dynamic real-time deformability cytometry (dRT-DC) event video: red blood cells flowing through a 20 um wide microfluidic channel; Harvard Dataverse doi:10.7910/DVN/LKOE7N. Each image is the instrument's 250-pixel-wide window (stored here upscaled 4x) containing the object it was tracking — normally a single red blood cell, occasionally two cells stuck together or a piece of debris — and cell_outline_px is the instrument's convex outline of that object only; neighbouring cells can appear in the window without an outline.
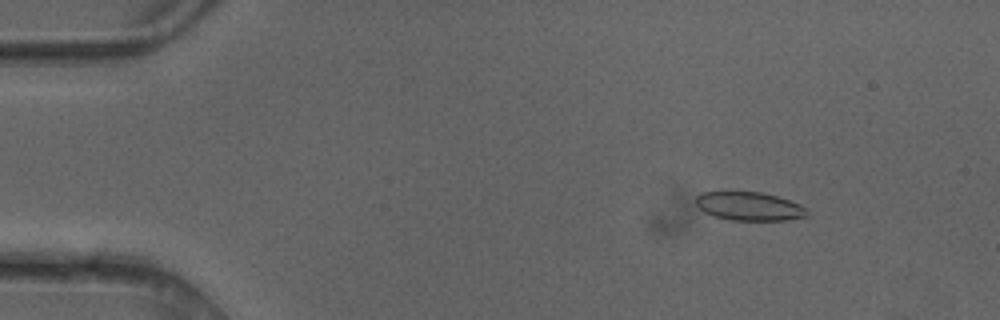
{"species": "common noctule bat (a hibernating species)", "species_latin": "Nyctalus noctula", "temperature_condition": "cold", "stored_images_in_passage": 50, "camera_frame_rate_fps": 3000, "um_per_image_px": 0.085, "animal": {"sex": "female"}, "frame": {"image": 1, "passage_image": 7, "time_ms": 2.0, "image_size_px": [1000, 320], "cell_outline_px": [[808, 216], [784, 220], [732, 220], [712, 216], [704, 212], [696, 204], [696, 196], [700, 192], [760, 192], [776, 196], [800, 204], [808, 212]], "centroid_in_image_um": [63.65, 17.53], "position_along_channel_um": 21.3, "area_um2": 18.38}}
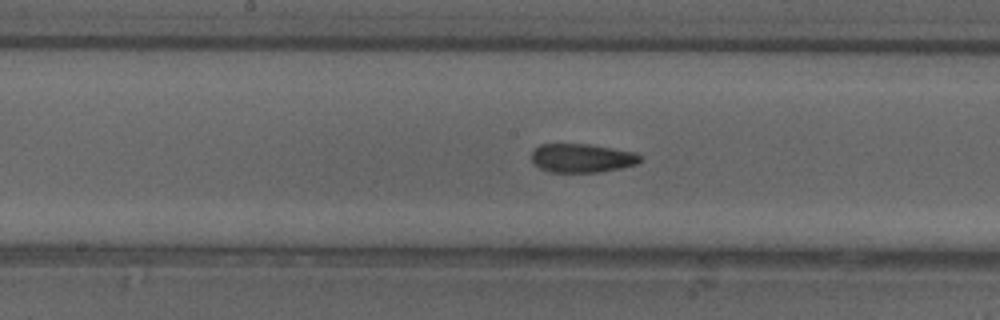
{"frame": {"image": 2, "passage_image": 26, "time_ms": 8.333, "image_size_px": [1000, 320], "cell_outline_px": [[644, 160], [636, 164], [620, 168], [600, 172], [548, 172], [532, 164], [532, 152], [540, 144], [592, 144], [636, 152]], "centroid_in_image_um": [49.48, 13.43], "position_along_channel_um": 198.7, "area_um2": 18.44}}
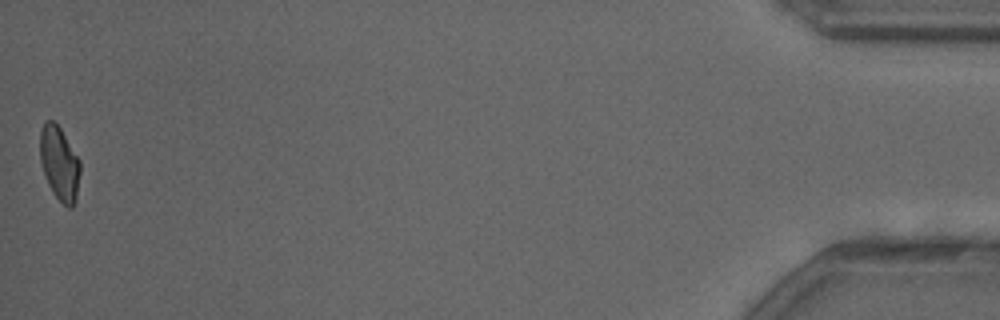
{"frame": {"image": 3, "passage_image": 50, "time_ms": 16.333, "image_size_px": [1000, 320], "cell_outline_px": [[80, 172], [76, 200], [72, 208], [68, 208], [52, 192], [48, 184], [40, 160], [40, 132], [44, 120], [52, 120], [60, 128], [80, 160]], "centroid_in_image_um": [5.05, 13.88], "position_along_channel_um": 430.1, "area_um2": 17.22}, "authors_computed_cell_mechanics": {"area_um2": 18.5538, "velocity_mm_per_s": 4.154, "shape_relaxation_time_tau1_ms": null, "shape_relaxation_time_tau2_ms": 2.599, "deformation_change_tau1": null, "deformation_change_tau2": 0.1098}}